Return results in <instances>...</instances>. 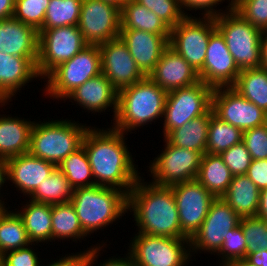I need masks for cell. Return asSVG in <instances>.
Masks as SVG:
<instances>
[{"instance_id": "6da1fadb", "label": "cell", "mask_w": 267, "mask_h": 266, "mask_svg": "<svg viewBox=\"0 0 267 266\" xmlns=\"http://www.w3.org/2000/svg\"><path fill=\"white\" fill-rule=\"evenodd\" d=\"M125 135L112 127L100 129L90 125L82 146L88 156L95 185L117 188L128 195L141 173L127 147Z\"/></svg>"}, {"instance_id": "7a4b0ae2", "label": "cell", "mask_w": 267, "mask_h": 266, "mask_svg": "<svg viewBox=\"0 0 267 266\" xmlns=\"http://www.w3.org/2000/svg\"><path fill=\"white\" fill-rule=\"evenodd\" d=\"M140 177L127 196V212H132L136 233L172 238H188L182 231L173 190Z\"/></svg>"}, {"instance_id": "3957f363", "label": "cell", "mask_w": 267, "mask_h": 266, "mask_svg": "<svg viewBox=\"0 0 267 266\" xmlns=\"http://www.w3.org/2000/svg\"><path fill=\"white\" fill-rule=\"evenodd\" d=\"M167 93L149 76L121 89L112 128L128 135V132L131 134L141 126L162 119Z\"/></svg>"}, {"instance_id": "277c9868", "label": "cell", "mask_w": 267, "mask_h": 266, "mask_svg": "<svg viewBox=\"0 0 267 266\" xmlns=\"http://www.w3.org/2000/svg\"><path fill=\"white\" fill-rule=\"evenodd\" d=\"M127 196L117 188L94 185L74 189L70 202L83 232L89 237L128 213Z\"/></svg>"}, {"instance_id": "5b68a950", "label": "cell", "mask_w": 267, "mask_h": 266, "mask_svg": "<svg viewBox=\"0 0 267 266\" xmlns=\"http://www.w3.org/2000/svg\"><path fill=\"white\" fill-rule=\"evenodd\" d=\"M89 127L67 118L34 121L29 153L58 167L65 158L82 146Z\"/></svg>"}, {"instance_id": "8992f818", "label": "cell", "mask_w": 267, "mask_h": 266, "mask_svg": "<svg viewBox=\"0 0 267 266\" xmlns=\"http://www.w3.org/2000/svg\"><path fill=\"white\" fill-rule=\"evenodd\" d=\"M214 20L216 29L224 37L239 70L260 68L263 31L246 21L234 9L215 17Z\"/></svg>"}, {"instance_id": "52a82bcc", "label": "cell", "mask_w": 267, "mask_h": 266, "mask_svg": "<svg viewBox=\"0 0 267 266\" xmlns=\"http://www.w3.org/2000/svg\"><path fill=\"white\" fill-rule=\"evenodd\" d=\"M100 73L101 52L99 46L88 44L44 78V82H46L44 94L53 100H65L77 87Z\"/></svg>"}, {"instance_id": "ba28073f", "label": "cell", "mask_w": 267, "mask_h": 266, "mask_svg": "<svg viewBox=\"0 0 267 266\" xmlns=\"http://www.w3.org/2000/svg\"><path fill=\"white\" fill-rule=\"evenodd\" d=\"M128 243V253L135 266H187L193 261L190 238H172L143 233Z\"/></svg>"}, {"instance_id": "9c48e42d", "label": "cell", "mask_w": 267, "mask_h": 266, "mask_svg": "<svg viewBox=\"0 0 267 266\" xmlns=\"http://www.w3.org/2000/svg\"><path fill=\"white\" fill-rule=\"evenodd\" d=\"M213 90L200 80L194 85L169 91L162 121L163 136L186 122L207 114L212 109Z\"/></svg>"}, {"instance_id": "30bf717a", "label": "cell", "mask_w": 267, "mask_h": 266, "mask_svg": "<svg viewBox=\"0 0 267 266\" xmlns=\"http://www.w3.org/2000/svg\"><path fill=\"white\" fill-rule=\"evenodd\" d=\"M37 73L44 79L53 69L68 61L88 44L78 26L40 29Z\"/></svg>"}, {"instance_id": "8fae6325", "label": "cell", "mask_w": 267, "mask_h": 266, "mask_svg": "<svg viewBox=\"0 0 267 266\" xmlns=\"http://www.w3.org/2000/svg\"><path fill=\"white\" fill-rule=\"evenodd\" d=\"M165 148L147 166L152 176V184L172 186L195 180L199 173L202 154L198 151L176 147L165 138Z\"/></svg>"}, {"instance_id": "7c38bea8", "label": "cell", "mask_w": 267, "mask_h": 266, "mask_svg": "<svg viewBox=\"0 0 267 266\" xmlns=\"http://www.w3.org/2000/svg\"><path fill=\"white\" fill-rule=\"evenodd\" d=\"M216 30L213 17H185L171 28L169 46L196 72L203 68L210 35Z\"/></svg>"}, {"instance_id": "4fadbf2b", "label": "cell", "mask_w": 267, "mask_h": 266, "mask_svg": "<svg viewBox=\"0 0 267 266\" xmlns=\"http://www.w3.org/2000/svg\"><path fill=\"white\" fill-rule=\"evenodd\" d=\"M241 218L221 197L216 198L200 228L190 238V252L215 254L221 249L228 231L239 225Z\"/></svg>"}, {"instance_id": "5bb4252c", "label": "cell", "mask_w": 267, "mask_h": 266, "mask_svg": "<svg viewBox=\"0 0 267 266\" xmlns=\"http://www.w3.org/2000/svg\"><path fill=\"white\" fill-rule=\"evenodd\" d=\"M78 28L90 45L117 38L121 28V9L103 0H82Z\"/></svg>"}, {"instance_id": "9a60e30c", "label": "cell", "mask_w": 267, "mask_h": 266, "mask_svg": "<svg viewBox=\"0 0 267 266\" xmlns=\"http://www.w3.org/2000/svg\"><path fill=\"white\" fill-rule=\"evenodd\" d=\"M212 109L222 121L242 131L267 123V113L244 98L232 86L214 88Z\"/></svg>"}, {"instance_id": "2e32d148", "label": "cell", "mask_w": 267, "mask_h": 266, "mask_svg": "<svg viewBox=\"0 0 267 266\" xmlns=\"http://www.w3.org/2000/svg\"><path fill=\"white\" fill-rule=\"evenodd\" d=\"M170 187L176 200L181 231L191 238L205 220L216 197L196 179Z\"/></svg>"}, {"instance_id": "e0dca14e", "label": "cell", "mask_w": 267, "mask_h": 266, "mask_svg": "<svg viewBox=\"0 0 267 266\" xmlns=\"http://www.w3.org/2000/svg\"><path fill=\"white\" fill-rule=\"evenodd\" d=\"M98 46L101 52V73L118 91L145 77L120 36Z\"/></svg>"}, {"instance_id": "ac0fdd59", "label": "cell", "mask_w": 267, "mask_h": 266, "mask_svg": "<svg viewBox=\"0 0 267 266\" xmlns=\"http://www.w3.org/2000/svg\"><path fill=\"white\" fill-rule=\"evenodd\" d=\"M240 70L234 62L224 37L216 29L209 37L199 79L212 88L230 87L236 83Z\"/></svg>"}, {"instance_id": "d6986e66", "label": "cell", "mask_w": 267, "mask_h": 266, "mask_svg": "<svg viewBox=\"0 0 267 266\" xmlns=\"http://www.w3.org/2000/svg\"><path fill=\"white\" fill-rule=\"evenodd\" d=\"M119 36L145 76L154 70L162 53L169 46L170 39V34H154L136 29H120Z\"/></svg>"}, {"instance_id": "ffe728a7", "label": "cell", "mask_w": 267, "mask_h": 266, "mask_svg": "<svg viewBox=\"0 0 267 266\" xmlns=\"http://www.w3.org/2000/svg\"><path fill=\"white\" fill-rule=\"evenodd\" d=\"M37 59L0 52V107L8 105L27 83L40 80L36 69Z\"/></svg>"}, {"instance_id": "44dd1931", "label": "cell", "mask_w": 267, "mask_h": 266, "mask_svg": "<svg viewBox=\"0 0 267 266\" xmlns=\"http://www.w3.org/2000/svg\"><path fill=\"white\" fill-rule=\"evenodd\" d=\"M7 177L13 183L16 191L23 196H29L57 168L46 160L31 155L29 152L8 158Z\"/></svg>"}, {"instance_id": "7402d4cb", "label": "cell", "mask_w": 267, "mask_h": 266, "mask_svg": "<svg viewBox=\"0 0 267 266\" xmlns=\"http://www.w3.org/2000/svg\"><path fill=\"white\" fill-rule=\"evenodd\" d=\"M118 90L111 84L103 73L87 80L84 84L77 87L64 100L83 107L87 112L103 113L109 107L113 109V120L117 112L118 105ZM73 100V101H72ZM78 104V105H77Z\"/></svg>"}, {"instance_id": "603a6c76", "label": "cell", "mask_w": 267, "mask_h": 266, "mask_svg": "<svg viewBox=\"0 0 267 266\" xmlns=\"http://www.w3.org/2000/svg\"><path fill=\"white\" fill-rule=\"evenodd\" d=\"M148 76L166 92L200 81L198 72L170 46L164 50Z\"/></svg>"}, {"instance_id": "cb8c5ba5", "label": "cell", "mask_w": 267, "mask_h": 266, "mask_svg": "<svg viewBox=\"0 0 267 266\" xmlns=\"http://www.w3.org/2000/svg\"><path fill=\"white\" fill-rule=\"evenodd\" d=\"M39 32L14 17L0 20V52L38 57Z\"/></svg>"}, {"instance_id": "d4e9b609", "label": "cell", "mask_w": 267, "mask_h": 266, "mask_svg": "<svg viewBox=\"0 0 267 266\" xmlns=\"http://www.w3.org/2000/svg\"><path fill=\"white\" fill-rule=\"evenodd\" d=\"M33 124L18 116L0 115V157L7 160L28 153Z\"/></svg>"}, {"instance_id": "484cf974", "label": "cell", "mask_w": 267, "mask_h": 266, "mask_svg": "<svg viewBox=\"0 0 267 266\" xmlns=\"http://www.w3.org/2000/svg\"><path fill=\"white\" fill-rule=\"evenodd\" d=\"M21 205L24 206L20 210L15 208L13 211L22 219L29 241L36 244L52 242V205L30 199Z\"/></svg>"}, {"instance_id": "4316f807", "label": "cell", "mask_w": 267, "mask_h": 266, "mask_svg": "<svg viewBox=\"0 0 267 266\" xmlns=\"http://www.w3.org/2000/svg\"><path fill=\"white\" fill-rule=\"evenodd\" d=\"M259 188L245 175L233 176L228 190L221 198L240 217L256 216L259 207Z\"/></svg>"}, {"instance_id": "83f0119b", "label": "cell", "mask_w": 267, "mask_h": 266, "mask_svg": "<svg viewBox=\"0 0 267 266\" xmlns=\"http://www.w3.org/2000/svg\"><path fill=\"white\" fill-rule=\"evenodd\" d=\"M210 111L186 122L181 127L171 130L164 138L176 147L206 153Z\"/></svg>"}, {"instance_id": "f1b7e54d", "label": "cell", "mask_w": 267, "mask_h": 266, "mask_svg": "<svg viewBox=\"0 0 267 266\" xmlns=\"http://www.w3.org/2000/svg\"><path fill=\"white\" fill-rule=\"evenodd\" d=\"M232 178L231 171L219 154L202 155L196 180L216 198H220L228 190Z\"/></svg>"}, {"instance_id": "f546056e", "label": "cell", "mask_w": 267, "mask_h": 266, "mask_svg": "<svg viewBox=\"0 0 267 266\" xmlns=\"http://www.w3.org/2000/svg\"><path fill=\"white\" fill-rule=\"evenodd\" d=\"M136 29L154 34H170L171 28L154 12L135 0H128L121 8V28Z\"/></svg>"}, {"instance_id": "4dcf8cb0", "label": "cell", "mask_w": 267, "mask_h": 266, "mask_svg": "<svg viewBox=\"0 0 267 266\" xmlns=\"http://www.w3.org/2000/svg\"><path fill=\"white\" fill-rule=\"evenodd\" d=\"M88 237L71 202L52 205V241L70 239L77 243Z\"/></svg>"}, {"instance_id": "1f68e13d", "label": "cell", "mask_w": 267, "mask_h": 266, "mask_svg": "<svg viewBox=\"0 0 267 266\" xmlns=\"http://www.w3.org/2000/svg\"><path fill=\"white\" fill-rule=\"evenodd\" d=\"M232 87L267 113V69L260 67L240 71Z\"/></svg>"}, {"instance_id": "d6a6232c", "label": "cell", "mask_w": 267, "mask_h": 266, "mask_svg": "<svg viewBox=\"0 0 267 266\" xmlns=\"http://www.w3.org/2000/svg\"><path fill=\"white\" fill-rule=\"evenodd\" d=\"M74 188L71 186L64 173L56 168L52 174L44 179L41 185L28 196V199L46 203L49 205H56L61 203H68L73 197Z\"/></svg>"}, {"instance_id": "836d02e7", "label": "cell", "mask_w": 267, "mask_h": 266, "mask_svg": "<svg viewBox=\"0 0 267 266\" xmlns=\"http://www.w3.org/2000/svg\"><path fill=\"white\" fill-rule=\"evenodd\" d=\"M0 208V256L31 244L22 219L10 207Z\"/></svg>"}, {"instance_id": "e575fe53", "label": "cell", "mask_w": 267, "mask_h": 266, "mask_svg": "<svg viewBox=\"0 0 267 266\" xmlns=\"http://www.w3.org/2000/svg\"><path fill=\"white\" fill-rule=\"evenodd\" d=\"M243 131L217 117L213 109L210 110L208 140L206 153L221 154L235 144L242 141Z\"/></svg>"}, {"instance_id": "d590c367", "label": "cell", "mask_w": 267, "mask_h": 266, "mask_svg": "<svg viewBox=\"0 0 267 266\" xmlns=\"http://www.w3.org/2000/svg\"><path fill=\"white\" fill-rule=\"evenodd\" d=\"M57 168L64 173L74 189L95 185L89 159L83 146L65 158Z\"/></svg>"}, {"instance_id": "8d00e7d4", "label": "cell", "mask_w": 267, "mask_h": 266, "mask_svg": "<svg viewBox=\"0 0 267 266\" xmlns=\"http://www.w3.org/2000/svg\"><path fill=\"white\" fill-rule=\"evenodd\" d=\"M82 0H50L41 29L78 26Z\"/></svg>"}, {"instance_id": "74e56055", "label": "cell", "mask_w": 267, "mask_h": 266, "mask_svg": "<svg viewBox=\"0 0 267 266\" xmlns=\"http://www.w3.org/2000/svg\"><path fill=\"white\" fill-rule=\"evenodd\" d=\"M246 239V254L267 250V221L258 216L243 217L239 223Z\"/></svg>"}, {"instance_id": "f35d334b", "label": "cell", "mask_w": 267, "mask_h": 266, "mask_svg": "<svg viewBox=\"0 0 267 266\" xmlns=\"http://www.w3.org/2000/svg\"><path fill=\"white\" fill-rule=\"evenodd\" d=\"M50 0H15L13 17L39 31Z\"/></svg>"}, {"instance_id": "ab89813d", "label": "cell", "mask_w": 267, "mask_h": 266, "mask_svg": "<svg viewBox=\"0 0 267 266\" xmlns=\"http://www.w3.org/2000/svg\"><path fill=\"white\" fill-rule=\"evenodd\" d=\"M154 12L170 28L175 27L186 15L179 0H135Z\"/></svg>"}, {"instance_id": "60d3db41", "label": "cell", "mask_w": 267, "mask_h": 266, "mask_svg": "<svg viewBox=\"0 0 267 266\" xmlns=\"http://www.w3.org/2000/svg\"><path fill=\"white\" fill-rule=\"evenodd\" d=\"M233 9L254 27L267 30V0H233Z\"/></svg>"}, {"instance_id": "b9f144b4", "label": "cell", "mask_w": 267, "mask_h": 266, "mask_svg": "<svg viewBox=\"0 0 267 266\" xmlns=\"http://www.w3.org/2000/svg\"><path fill=\"white\" fill-rule=\"evenodd\" d=\"M216 255L221 258L218 266L227 261L246 258V239L240 224L228 231V235L225 236L221 249Z\"/></svg>"}, {"instance_id": "7bdbcfd3", "label": "cell", "mask_w": 267, "mask_h": 266, "mask_svg": "<svg viewBox=\"0 0 267 266\" xmlns=\"http://www.w3.org/2000/svg\"><path fill=\"white\" fill-rule=\"evenodd\" d=\"M220 156L233 176L245 175L252 161L251 155L242 141L223 151Z\"/></svg>"}, {"instance_id": "ee69618b", "label": "cell", "mask_w": 267, "mask_h": 266, "mask_svg": "<svg viewBox=\"0 0 267 266\" xmlns=\"http://www.w3.org/2000/svg\"><path fill=\"white\" fill-rule=\"evenodd\" d=\"M242 142L252 160L267 159V123L243 131Z\"/></svg>"}, {"instance_id": "f6af8a7d", "label": "cell", "mask_w": 267, "mask_h": 266, "mask_svg": "<svg viewBox=\"0 0 267 266\" xmlns=\"http://www.w3.org/2000/svg\"><path fill=\"white\" fill-rule=\"evenodd\" d=\"M37 245L31 243L28 246L5 252L0 256L3 266H43L41 258H38V253L31 246ZM40 260V261H39ZM42 265H41V264Z\"/></svg>"}, {"instance_id": "bcb514c9", "label": "cell", "mask_w": 267, "mask_h": 266, "mask_svg": "<svg viewBox=\"0 0 267 266\" xmlns=\"http://www.w3.org/2000/svg\"><path fill=\"white\" fill-rule=\"evenodd\" d=\"M180 6L182 8V11L187 17H193V15L188 14L187 11H202L201 15L202 17H217L225 12H228L233 9V0H228L229 4L225 8L226 10H222L216 8L219 4H221L225 0H179ZM218 9V10H217ZM186 10V11H185Z\"/></svg>"}, {"instance_id": "7dc6e473", "label": "cell", "mask_w": 267, "mask_h": 266, "mask_svg": "<svg viewBox=\"0 0 267 266\" xmlns=\"http://www.w3.org/2000/svg\"><path fill=\"white\" fill-rule=\"evenodd\" d=\"M106 246L107 244H105V242H103L102 244L97 243L93 247H87V250L80 251L83 256L84 266H94V264H96L97 262L98 257L101 255V253L99 252L103 251L102 249H104V247L106 248ZM114 257H109V259H106L103 264L101 262L97 266H135L129 253H127L124 258L119 256Z\"/></svg>"}, {"instance_id": "c3c4849f", "label": "cell", "mask_w": 267, "mask_h": 266, "mask_svg": "<svg viewBox=\"0 0 267 266\" xmlns=\"http://www.w3.org/2000/svg\"><path fill=\"white\" fill-rule=\"evenodd\" d=\"M246 175L259 188H267V159L252 160Z\"/></svg>"}, {"instance_id": "681fc988", "label": "cell", "mask_w": 267, "mask_h": 266, "mask_svg": "<svg viewBox=\"0 0 267 266\" xmlns=\"http://www.w3.org/2000/svg\"><path fill=\"white\" fill-rule=\"evenodd\" d=\"M60 259L51 261L47 265L43 266H84L83 256L80 252L69 253L66 254L64 257H59Z\"/></svg>"}, {"instance_id": "f907efd6", "label": "cell", "mask_w": 267, "mask_h": 266, "mask_svg": "<svg viewBox=\"0 0 267 266\" xmlns=\"http://www.w3.org/2000/svg\"><path fill=\"white\" fill-rule=\"evenodd\" d=\"M251 265L267 266V250H257L255 253L246 254L245 258Z\"/></svg>"}, {"instance_id": "816d5d0a", "label": "cell", "mask_w": 267, "mask_h": 266, "mask_svg": "<svg viewBox=\"0 0 267 266\" xmlns=\"http://www.w3.org/2000/svg\"><path fill=\"white\" fill-rule=\"evenodd\" d=\"M15 0H0V20L13 17Z\"/></svg>"}, {"instance_id": "f5cc1de1", "label": "cell", "mask_w": 267, "mask_h": 266, "mask_svg": "<svg viewBox=\"0 0 267 266\" xmlns=\"http://www.w3.org/2000/svg\"><path fill=\"white\" fill-rule=\"evenodd\" d=\"M6 180H8L7 162H6V159H4L3 157H0V205H2V206H6V204H7V202H4L5 199L2 198L3 195H1L2 194L1 189L3 191V186H4L5 182L6 183L8 182Z\"/></svg>"}, {"instance_id": "db71d44e", "label": "cell", "mask_w": 267, "mask_h": 266, "mask_svg": "<svg viewBox=\"0 0 267 266\" xmlns=\"http://www.w3.org/2000/svg\"><path fill=\"white\" fill-rule=\"evenodd\" d=\"M256 216L267 221V188L260 191L259 207Z\"/></svg>"}, {"instance_id": "11a10c76", "label": "cell", "mask_w": 267, "mask_h": 266, "mask_svg": "<svg viewBox=\"0 0 267 266\" xmlns=\"http://www.w3.org/2000/svg\"><path fill=\"white\" fill-rule=\"evenodd\" d=\"M261 67L267 69V30L261 36Z\"/></svg>"}, {"instance_id": "9f6ffc18", "label": "cell", "mask_w": 267, "mask_h": 266, "mask_svg": "<svg viewBox=\"0 0 267 266\" xmlns=\"http://www.w3.org/2000/svg\"><path fill=\"white\" fill-rule=\"evenodd\" d=\"M220 266H254V265H251L246 259H235L227 261Z\"/></svg>"}, {"instance_id": "6f0895ef", "label": "cell", "mask_w": 267, "mask_h": 266, "mask_svg": "<svg viewBox=\"0 0 267 266\" xmlns=\"http://www.w3.org/2000/svg\"><path fill=\"white\" fill-rule=\"evenodd\" d=\"M105 2H109L112 3L114 5H116L118 8H122L123 5L128 1V0H103Z\"/></svg>"}]
</instances>
